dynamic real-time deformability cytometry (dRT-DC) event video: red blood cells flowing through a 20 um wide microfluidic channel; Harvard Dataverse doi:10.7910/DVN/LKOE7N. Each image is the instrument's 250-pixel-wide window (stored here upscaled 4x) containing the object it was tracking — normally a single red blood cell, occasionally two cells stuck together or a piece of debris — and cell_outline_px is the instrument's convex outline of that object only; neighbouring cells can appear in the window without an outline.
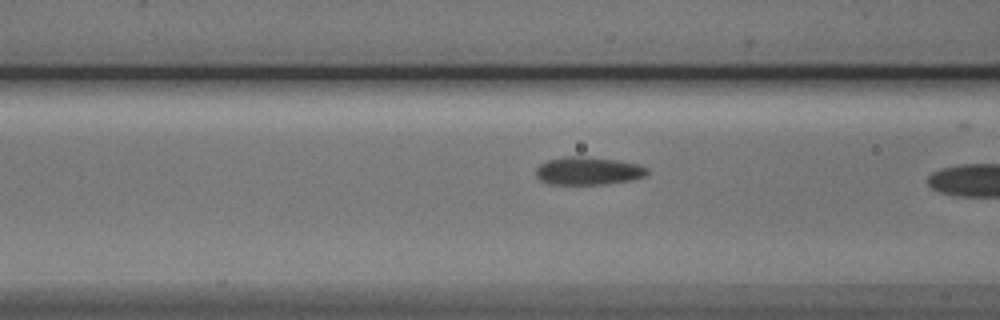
{"species": "Egyptian fruit bat (a non-hibernating species)", "species_latin": "Rousettus aegyptiacus", "temperature_condition": "cold", "stored_images_in_passage": 8, "segment_of_instrument_passage": [2, 2], "camera_frame_rate_fps": 3000, "um_per_image_px": 0.085, "animal": {"sex": "male"}, "frame": {"image": 1, "passage_image": 8, "time_ms": 9.333, "image_size_px": [1000, 320], "cell_outline_px": [[648, 172], [644, 176], [632, 180], [604, 184], [548, 184], [540, 180], [536, 176], [536, 168], [540, 164], [548, 160], [564, 156], [584, 156], [616, 160], [636, 164], [648, 168]], "centroid_in_image_um": [49.96, 14.52], "position_along_channel_um": 116.6, "area_um2": 18.09}}